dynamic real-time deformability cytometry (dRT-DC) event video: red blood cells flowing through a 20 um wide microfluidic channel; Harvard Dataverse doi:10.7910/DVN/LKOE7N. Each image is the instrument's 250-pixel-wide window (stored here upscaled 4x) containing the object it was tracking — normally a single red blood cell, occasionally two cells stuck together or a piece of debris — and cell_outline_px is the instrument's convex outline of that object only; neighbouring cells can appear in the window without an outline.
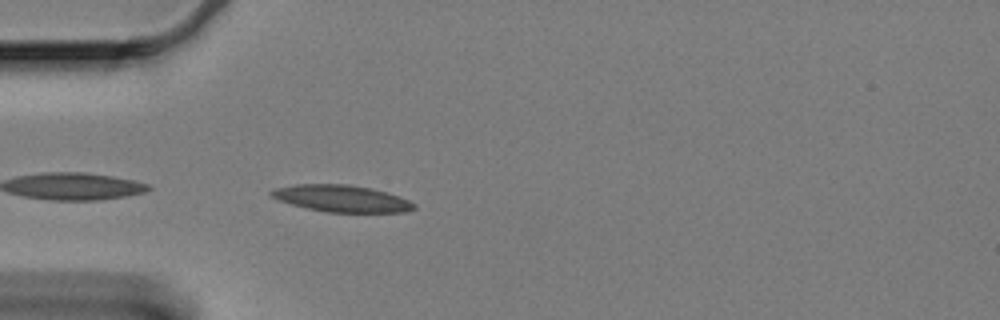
{"species": "Egyptian fruit bat (a non-hibernating species)", "species_latin": "Rousettus aegyptiacus", "temperature_condition": "cold", "stored_images_in_passage": 16, "camera_frame_rate_fps": 3000, "um_per_image_px": 0.085, "animal": {"sex": "female"}, "frame": {"image": 1, "passage_image": 3, "time_ms": 0.667, "image_size_px": [1000, 320], "cell_outline_px": [[416, 208], [404, 212], [324, 212], [292, 204], [280, 200], [272, 196], [268, 192], [276, 188], [296, 184], [348, 184], [368, 188], [400, 196], [416, 204]], "centroid_in_image_um": [29.05, 16.87], "position_along_channel_um": 56.0, "area_um2": 22.02}}
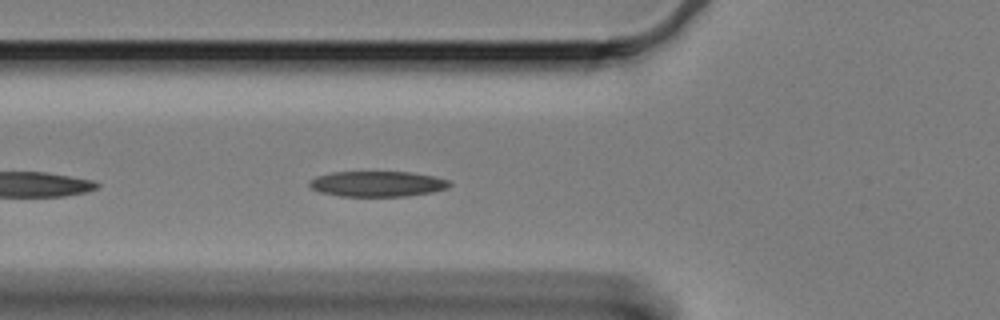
{"frame": {"image": 2, "passage_image": 7, "time_ms": 2.0, "image_size_px": [1000, 320], "cell_outline_px": [[452, 184], [448, 188], [432, 192], [408, 196], [340, 196], [320, 192], [312, 188], [308, 184], [308, 180], [316, 176], [328, 172], [412, 172], [432, 176], [448, 180]], "centroid_in_image_um": [32.05, 15.62], "position_along_channel_um": 93.7, "area_um2": 20.92}}